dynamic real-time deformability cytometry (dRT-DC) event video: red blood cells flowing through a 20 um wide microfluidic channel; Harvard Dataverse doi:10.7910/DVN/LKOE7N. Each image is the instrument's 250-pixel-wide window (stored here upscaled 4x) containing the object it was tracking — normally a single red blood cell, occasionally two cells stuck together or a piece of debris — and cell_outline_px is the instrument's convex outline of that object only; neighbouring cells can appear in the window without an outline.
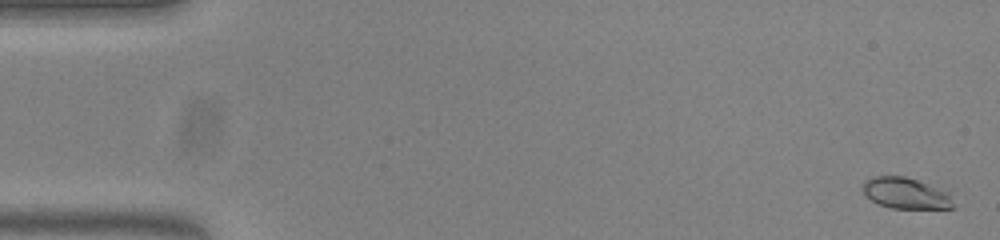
{"species": "common noctule bat (a hibernating species)", "species_latin": "Nyctalus noctula", "temperature_condition": "warm", "stored_images_in_passage": 55, "camera_frame_rate_fps": 3000, "um_per_image_px": 0.085, "animal": {"sex": "female", "body_mass_g": 23.0, "forearm_length_mm": 53.4}, "frame": {"image": 1, "passage_image": 2, "time_ms": 0.333, "image_size_px": [1000, 240], "cell_outline_px": [[956, 204], [952, 208], [892, 208], [880, 204], [864, 196], [864, 180], [872, 176], [904, 176], [928, 184], [948, 192]], "centroid_in_image_um": [77.0, 16.42], "position_along_channel_um": 8.0, "area_um2": 16.3}}
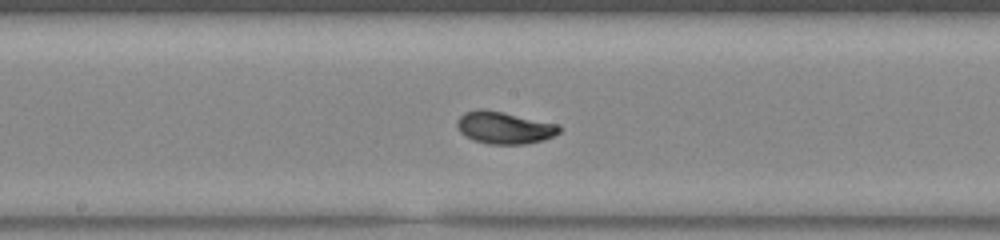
{"frame": {"image": 2, "passage_image": 29, "time_ms": 9.333, "image_size_px": [1000, 240], "cell_outline_px": [[564, 128], [560, 132], [544, 140], [524, 144], [488, 144], [472, 140], [464, 136], [460, 132], [456, 124], [456, 120], [464, 112], [480, 108], [560, 124]], "centroid_in_image_um": [42.86, 10.86], "position_along_channel_um": 205.3, "area_um2": 19.31}}
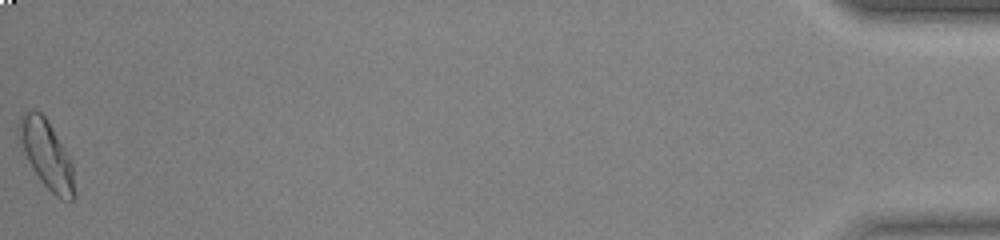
{"frame": {"image": 3, "passage_image": 55, "time_ms": 18.0, "image_size_px": [1000, 240], "cell_outline_px": [[72, 200], [60, 200], [40, 180], [32, 168], [24, 152], [16, 128], [20, 116], [24, 112], [32, 108], [36, 108], [44, 116], [52, 128], [72, 160]], "centroid_in_image_um": [3.91, 13.05], "position_along_channel_um": 431.3, "area_um2": 21.56}, "authors_computed_cell_mechanics": {"area_um2": 18.6694, "velocity_mm_per_s": 3.7988, "shape_relaxation_time_tau1_ms": 3.379, "shape_relaxation_time_tau2_ms": 0.7642, "deformation_change_tau1": 0.1352, "deformation_change_tau2": 0.037}}